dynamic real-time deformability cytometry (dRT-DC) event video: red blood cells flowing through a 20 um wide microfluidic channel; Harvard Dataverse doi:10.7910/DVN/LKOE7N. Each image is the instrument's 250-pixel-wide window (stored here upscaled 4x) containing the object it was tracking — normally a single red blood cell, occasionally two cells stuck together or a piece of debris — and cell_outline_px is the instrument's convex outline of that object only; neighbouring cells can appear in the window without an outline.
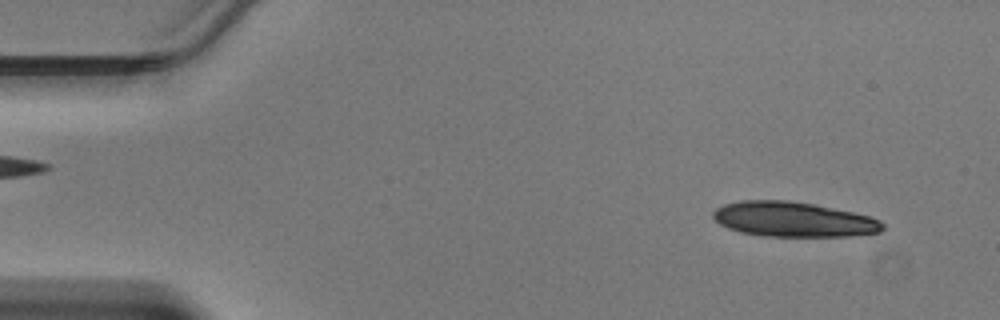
{"species": "Egyptian fruit bat (a non-hibernating species)", "species_latin": "Rousettus aegyptiacus", "temperature_condition": "warm", "stored_images_in_passage": 46, "camera_frame_rate_fps": 3000, "um_per_image_px": 0.085, "animal": {"sex": "male"}, "frame": {"image": 1, "passage_image": 4, "time_ms": 1.0, "image_size_px": [1000, 320], "cell_outline_px": [[884, 228], [880, 232], [852, 236], [764, 236], [740, 232], [728, 228], [720, 224], [712, 216], [712, 212], [716, 208], [724, 204], [740, 200], [788, 200], [812, 204], [852, 212], [868, 216], [880, 220], [884, 224]], "centroid_in_image_um": [67.41, 18.65], "position_along_channel_um": 17.6, "area_um2": 34.45}}
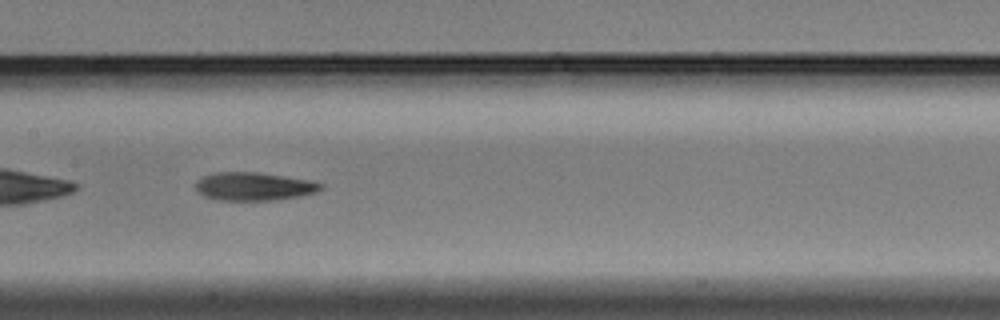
{"frame": {"image": 2, "passage_image": 23, "time_ms": 7.333, "image_size_px": [1000, 320], "cell_outline_px": [[324, 188], [316, 192], [300, 196], [272, 200], [220, 200], [204, 196], [196, 192], [196, 180], [200, 176], [212, 172], [260, 172], [312, 180], [324, 184]], "centroid_in_image_um": [21.57, 15.83], "position_along_channel_um": 185.8, "area_um2": 20.92}}
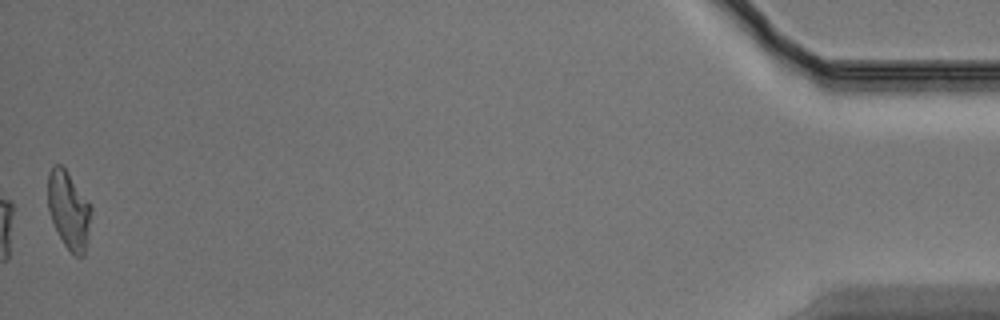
{"frame": {"image": 3, "passage_image": 46, "time_ms": 15.0, "image_size_px": [1000, 320], "cell_outline_px": [[92, 212], [88, 236], [84, 256], [76, 256], [64, 244], [52, 220], [48, 208], [48, 176], [52, 168], [56, 164], [60, 164], [64, 168], [92, 208]], "centroid_in_image_um": [5.85, 17.88], "position_along_channel_um": 429.4, "area_um2": 19.02}}